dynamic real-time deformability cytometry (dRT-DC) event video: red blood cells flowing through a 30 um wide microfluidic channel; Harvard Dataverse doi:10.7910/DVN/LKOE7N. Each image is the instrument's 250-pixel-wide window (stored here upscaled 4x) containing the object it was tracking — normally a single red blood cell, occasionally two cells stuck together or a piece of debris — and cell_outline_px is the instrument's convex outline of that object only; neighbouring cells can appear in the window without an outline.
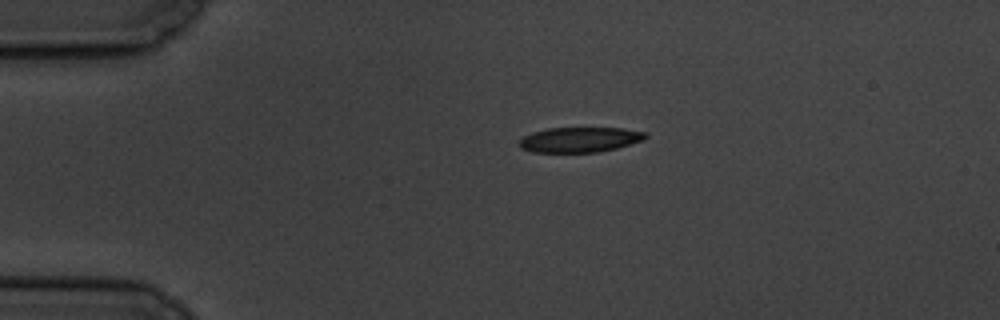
{"species": "common noctule bat (a hibernating species)", "species_latin": "Nyctalus noctula", "temperature_condition": "cold", "stored_images_in_passage": 3, "camera_frame_rate_fps": 3000, "um_per_image_px": 0.085, "animal": {"sex": "male", "body_mass_g": 19.5, "forearm_length_mm": 54.6}, "frame": {"image": 1, "passage_image": 1, "time_ms": 0.0, "image_size_px": [1000, 320], "cell_outline_px": [[648, 136], [644, 140], [616, 148], [600, 152], [532, 152], [520, 148], [520, 140], [524, 136], [532, 132], [548, 128], [624, 128], [644, 132]], "centroid_in_image_um": [49.29, 11.87], "position_along_channel_um": 35.7, "area_um2": 18.44}}
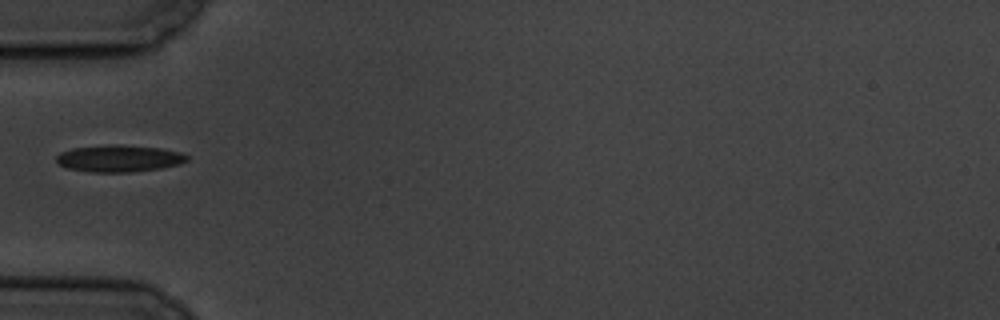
{"frame": {"image": 2, "passage_image": 3, "time_ms": 2.333, "image_size_px": [1000, 320], "cell_outline_px": [[188, 160], [180, 164], [160, 168], [128, 172], [92, 172], [68, 168], [56, 164], [56, 156], [60, 152], [72, 148], [108, 144], [120, 144], [160, 148], [180, 152], [188, 156]], "centroid_in_image_um": [10.09, 13.46], "position_along_channel_um": 74.9, "area_um2": 20.58}}